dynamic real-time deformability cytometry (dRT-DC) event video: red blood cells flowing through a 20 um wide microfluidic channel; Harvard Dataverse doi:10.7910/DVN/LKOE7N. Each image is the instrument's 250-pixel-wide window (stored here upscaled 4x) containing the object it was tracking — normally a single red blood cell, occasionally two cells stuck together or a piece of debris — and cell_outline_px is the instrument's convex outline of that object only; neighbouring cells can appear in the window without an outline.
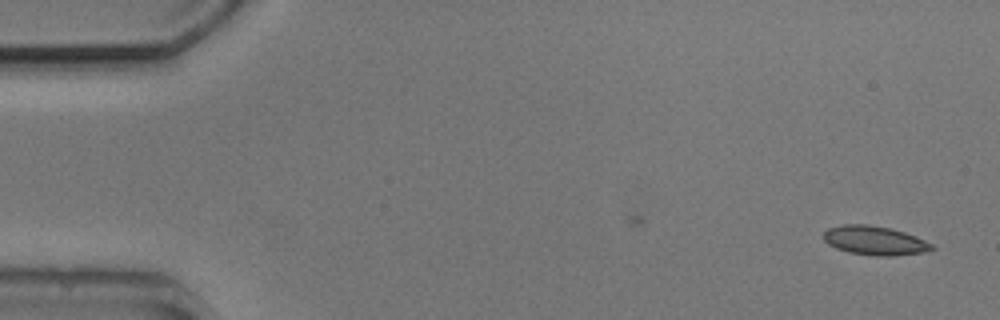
{"species": "common noctule bat (a hibernating species)", "species_latin": "Nyctalus noctula", "temperature_condition": "cold", "stored_images_in_passage": 2, "camera_frame_rate_fps": 3000, "um_per_image_px": 0.085, "animal": {"sex": "male", "body_mass_g": 20.5, "forearm_length_mm": 52.5}, "frame": {"image": 1, "passage_image": 2, "time_ms": 1.333, "image_size_px": [1000, 320], "cell_outline_px": [[936, 248], [924, 252], [892, 256], [880, 256], [848, 252], [836, 248], [828, 244], [824, 240], [824, 232], [828, 228], [844, 224], [868, 224], [892, 228], [916, 236], [932, 244]], "centroid_in_image_um": [74.35, 20.44], "position_along_channel_um": 10.6, "area_um2": 18.32}}